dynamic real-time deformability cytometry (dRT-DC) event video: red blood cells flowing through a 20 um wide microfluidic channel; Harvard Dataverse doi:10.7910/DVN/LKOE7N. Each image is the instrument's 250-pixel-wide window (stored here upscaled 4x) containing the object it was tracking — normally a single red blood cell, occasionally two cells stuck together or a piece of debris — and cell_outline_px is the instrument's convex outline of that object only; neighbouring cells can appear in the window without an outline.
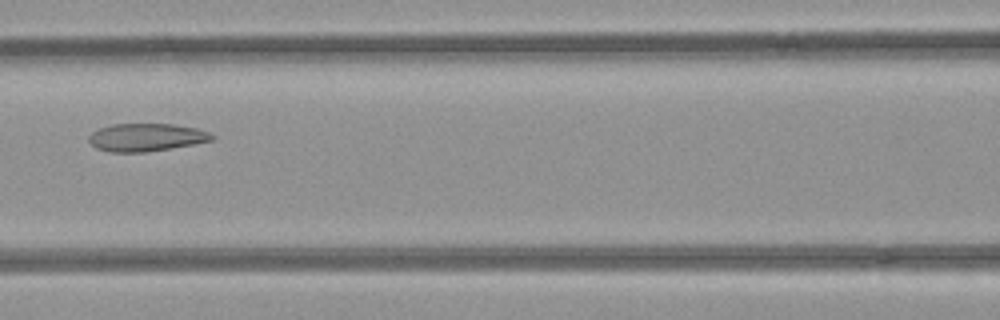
{"species": "common noctule bat (a hibernating species)", "species_latin": "Nyctalus noctula", "temperature_condition": "room temperature", "stored_images_in_passage": 6, "camera_frame_rate_fps": 3000, "um_per_image_px": 0.085, "animal": {"sex": "female", "body_mass_g": 21.9}, "frame": {"image": 1, "passage_image": 5, "time_ms": 1.333, "image_size_px": [1000, 320], "cell_outline_px": [[216, 136], [212, 140], [192, 144], [144, 152], [108, 152], [96, 148], [88, 140], [88, 136], [92, 132], [100, 128], [112, 124], [172, 124], [196, 128], [208, 132]], "centroid_in_image_um": [12.39, 11.67], "position_along_channel_um": 154.2, "area_um2": 19.77}}
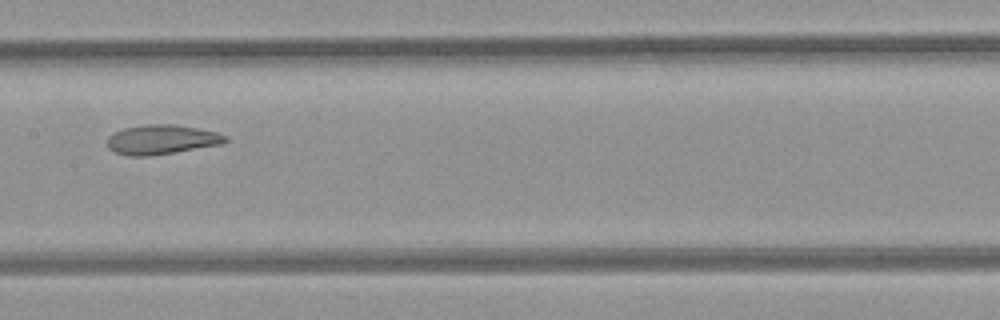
{"frame": {"image": 2, "passage_image": 6, "time_ms": 1.667, "image_size_px": [1000, 320], "cell_outline_px": [[228, 140], [220, 144], [176, 152], [148, 156], [128, 156], [116, 152], [108, 148], [108, 136], [112, 132], [124, 128], [144, 124], [176, 124], [216, 132], [228, 136]], "centroid_in_image_um": [13.71, 11.85], "position_along_channel_um": 193.7, "area_um2": 20.35}}